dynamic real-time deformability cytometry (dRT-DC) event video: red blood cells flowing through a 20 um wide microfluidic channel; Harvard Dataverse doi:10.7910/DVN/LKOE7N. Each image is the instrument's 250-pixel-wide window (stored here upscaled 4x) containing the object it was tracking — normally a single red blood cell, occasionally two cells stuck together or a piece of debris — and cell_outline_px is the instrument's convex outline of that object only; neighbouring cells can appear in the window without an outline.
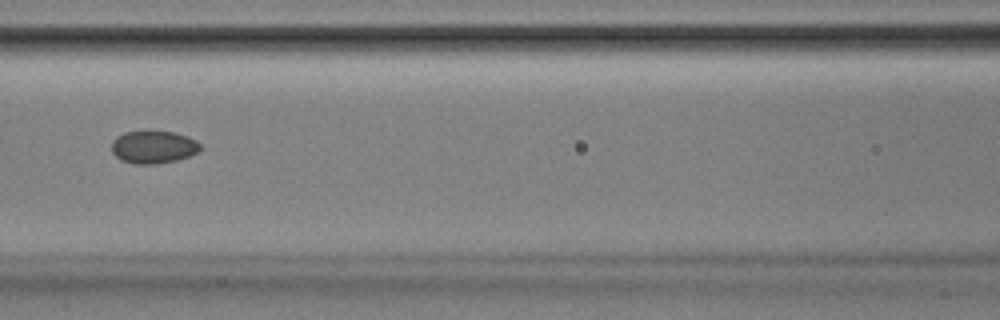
{"species": "Egyptian fruit bat (a non-hibernating species)", "species_latin": "Rousettus aegyptiacus", "temperature_condition": "room temperature", "stored_images_in_passage": 38, "camera_frame_rate_fps": 3000, "um_per_image_px": 0.085, "animal": {"sex": "male"}, "frame": {"image": 1, "passage_image": 9, "time_ms": 2.667, "image_size_px": [1000, 320], "cell_outline_px": [[204, 148], [188, 156], [176, 160], [156, 164], [132, 164], [120, 160], [112, 152], [112, 140], [116, 136], [124, 132], [176, 132], [188, 136], [196, 140]], "centroid_in_image_um": [13.04, 12.51], "position_along_channel_um": 153.6, "area_um2": 16.94}}
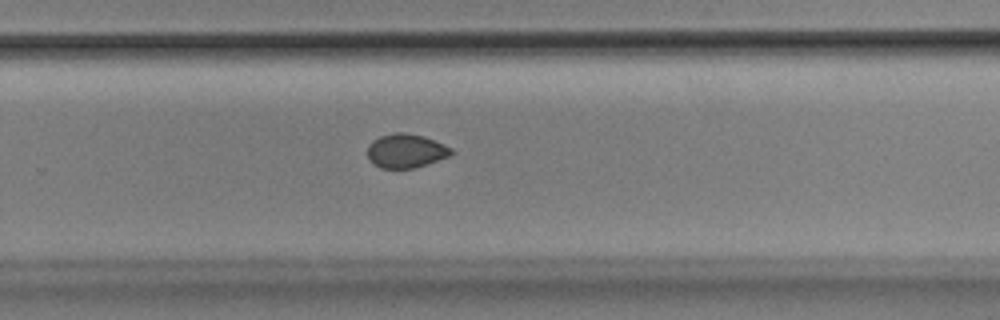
{"frame": {"image": 2, "passage_image": 20, "time_ms": 6.333, "image_size_px": [1000, 320], "cell_outline_px": [[456, 152], [448, 156], [416, 168], [380, 168], [372, 164], [368, 160], [368, 144], [372, 140], [380, 136], [392, 132], [404, 132], [424, 136], [444, 144], [452, 148]], "centroid_in_image_um": [34.48, 12.82], "position_along_channel_um": 295.3, "area_um2": 16.82}}
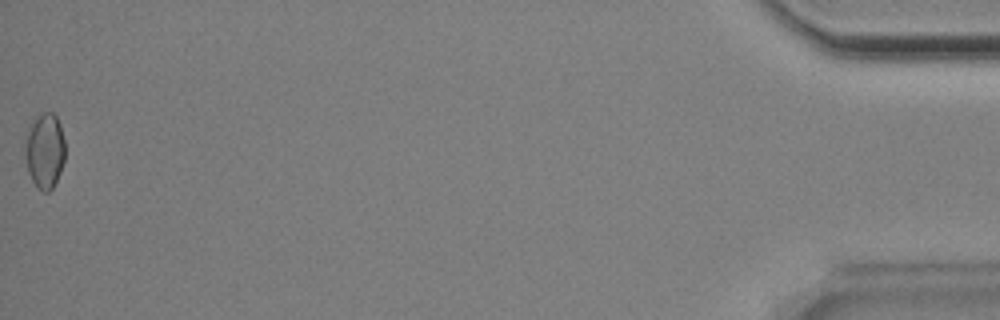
{"frame": {"image": 3, "passage_image": 38, "time_ms": 12.333, "image_size_px": [1000, 320], "cell_outline_px": [[64, 160], [60, 172], [52, 188], [48, 192], [44, 192], [36, 188], [28, 172], [24, 152], [24, 140], [36, 116], [40, 112], [52, 112], [56, 116], [60, 124], [64, 140]], "centroid_in_image_um": [3.79, 12.81], "position_along_channel_um": 431.4, "area_um2": 17.63}, "authors_computed_cell_mechanics": {"area_um2": 16.9065, "velocity_mm_per_s": 3.8782, "shape_relaxation_time_tau1_ms": null, "shape_relaxation_time_tau2_ms": 2.1483, "deformation_change_tau1": null, "deformation_change_tau2": 0.0414}}